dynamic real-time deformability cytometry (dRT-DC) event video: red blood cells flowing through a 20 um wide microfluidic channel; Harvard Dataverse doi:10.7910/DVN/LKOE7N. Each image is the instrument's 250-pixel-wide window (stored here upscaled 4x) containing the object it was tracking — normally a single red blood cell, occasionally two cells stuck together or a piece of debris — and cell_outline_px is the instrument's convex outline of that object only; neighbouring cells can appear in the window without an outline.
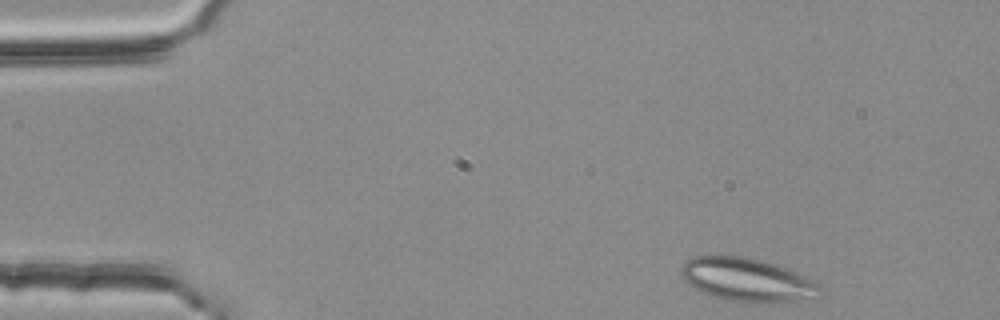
{"species": "common noctule bat (a hibernating species)", "species_latin": "Nyctalus noctula", "temperature_condition": "room temperature", "stored_images_in_passage": 45, "segment_of_instrument_passage": [1, 2], "camera_frame_rate_fps": 3000, "um_per_image_px": 0.085, "animal": {"sex": "female", "body_mass_g": 25.1}, "frame": {"image": 1, "passage_image": 1, "time_ms": 0.0, "image_size_px": [1000, 320], "cell_outline_px": [[824, 296], [816, 300], [772, 304], [752, 304], [724, 300], [708, 296], [688, 284], [684, 280], [680, 272], [680, 264], [684, 260], [692, 256], [744, 256], [776, 264], [812, 280], [824, 288]], "centroid_in_image_um": [63.57, 23.84], "position_along_channel_um": 21.4, "area_um2": 36.59}}